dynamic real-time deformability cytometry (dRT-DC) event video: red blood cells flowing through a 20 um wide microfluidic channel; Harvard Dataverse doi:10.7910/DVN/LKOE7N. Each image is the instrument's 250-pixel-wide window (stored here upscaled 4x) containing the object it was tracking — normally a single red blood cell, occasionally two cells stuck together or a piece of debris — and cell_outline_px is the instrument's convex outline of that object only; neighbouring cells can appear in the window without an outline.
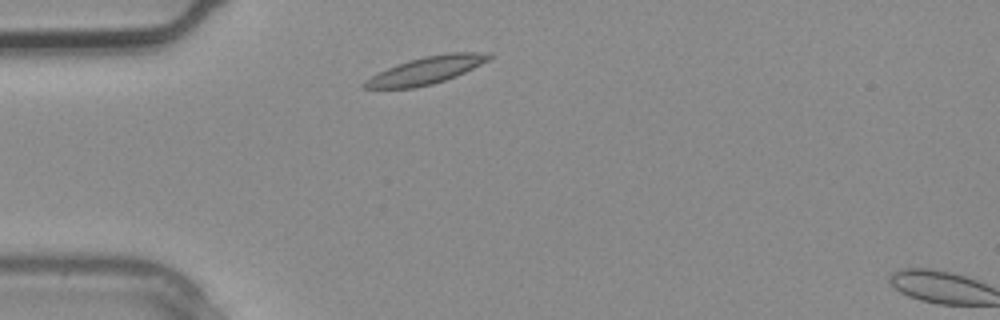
{"species": "common noctule bat (a hibernating species)", "species_latin": "Nyctalus noctula", "temperature_condition": "warm", "stored_images_in_passage": 2, "camera_frame_rate_fps": 3000, "um_per_image_px": 0.085, "animal": {"sex": "male", "body_mass_g": 20.4}, "frame": {"image": 1, "passage_image": 1, "time_ms": 0.0, "image_size_px": [1000, 320], "cell_outline_px": [[492, 56], [488, 60], [456, 76], [432, 84], [412, 88], [360, 88], [360, 84], [364, 80], [396, 64], [408, 60], [424, 56], [448, 52], [492, 52]], "centroid_in_image_um": [36.21, 5.97], "position_along_channel_um": 48.8, "area_um2": 19.77}}